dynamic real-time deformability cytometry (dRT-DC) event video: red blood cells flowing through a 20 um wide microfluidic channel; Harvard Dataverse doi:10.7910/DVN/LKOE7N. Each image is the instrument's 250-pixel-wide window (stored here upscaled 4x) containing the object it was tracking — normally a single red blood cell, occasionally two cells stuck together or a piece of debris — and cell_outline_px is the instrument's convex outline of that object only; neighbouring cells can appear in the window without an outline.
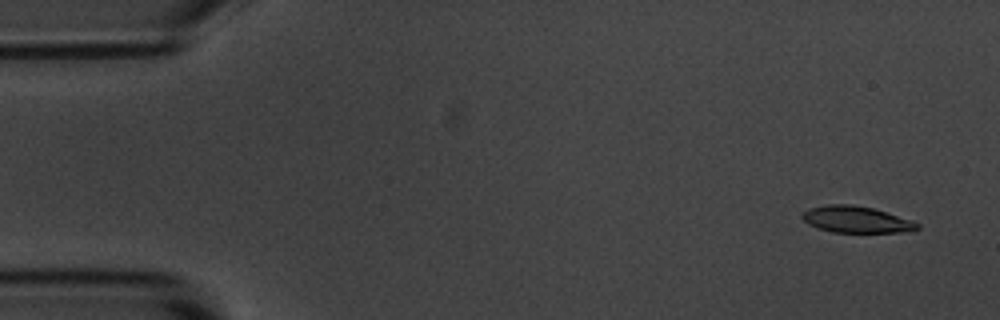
{"species": "common noctule bat (a hibernating species)", "species_latin": "Nyctalus noctula", "temperature_condition": "room temperature", "stored_images_in_passage": 5, "camera_frame_rate_fps": 3000, "um_per_image_px": 0.085, "animal": {"sex": "male", "body_mass_g": 20.1, "forearm_length_mm": 53.5}, "frame": {"image": 1, "passage_image": 5, "time_ms": 1.333, "image_size_px": [1000, 320], "cell_outline_px": [[920, 228], [912, 232], [832, 232], [808, 224], [800, 216], [808, 208], [828, 204], [852, 204], [872, 208], [912, 220], [920, 224]], "centroid_in_image_um": [72.81, 18.66], "position_along_channel_um": 12.2, "area_um2": 17.8}}